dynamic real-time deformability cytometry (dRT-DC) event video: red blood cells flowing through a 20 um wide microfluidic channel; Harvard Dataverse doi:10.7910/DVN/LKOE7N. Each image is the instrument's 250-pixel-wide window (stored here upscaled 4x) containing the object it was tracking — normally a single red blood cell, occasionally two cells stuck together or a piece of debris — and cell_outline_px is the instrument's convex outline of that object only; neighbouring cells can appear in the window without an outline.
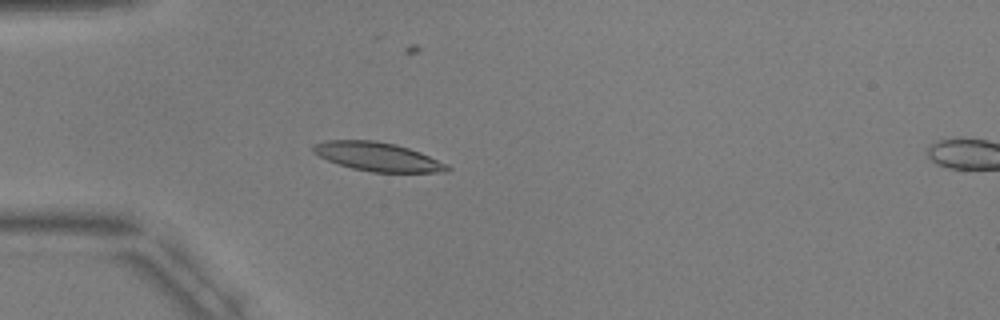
{"species": "common noctule bat (a hibernating species)", "species_latin": "Nyctalus noctula", "temperature_condition": "warm", "stored_images_in_passage": 5, "camera_frame_rate_fps": 3000, "um_per_image_px": 0.085, "animal": {"sex": "male", "body_mass_g": 17.9, "forearm_length_mm": 54.2}, "frame": {"image": 1, "passage_image": 4, "time_ms": 4.333, "image_size_px": [1000, 320], "cell_outline_px": [[452, 168], [448, 172], [372, 172], [352, 168], [328, 160], [312, 152], [312, 144], [324, 140], [376, 140], [396, 144], [420, 152], [448, 164]], "centroid_in_image_um": [32.11, 13.31], "position_along_channel_um": 52.9, "area_um2": 22.54}}